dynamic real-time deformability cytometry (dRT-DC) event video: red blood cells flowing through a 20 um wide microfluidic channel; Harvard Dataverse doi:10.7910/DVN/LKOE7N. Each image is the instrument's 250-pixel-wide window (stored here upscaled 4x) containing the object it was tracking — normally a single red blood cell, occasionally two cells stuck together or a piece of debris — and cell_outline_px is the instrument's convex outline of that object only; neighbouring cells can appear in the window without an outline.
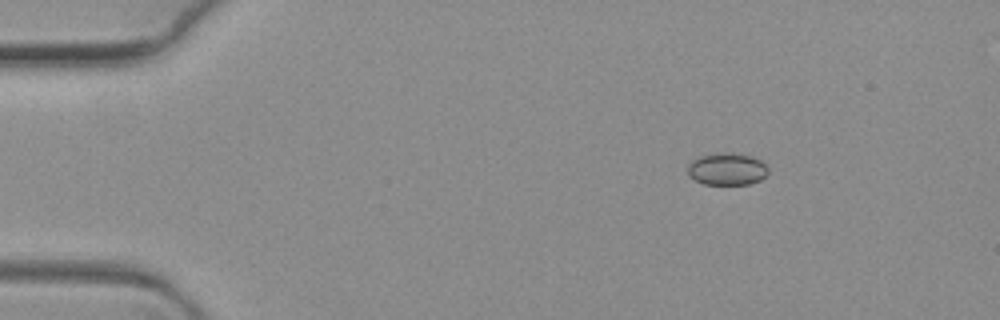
{"species": "common noctule bat (a hibernating species)", "species_latin": "Nyctalus noctula", "temperature_condition": "warm", "stored_images_in_passage": 6, "camera_frame_rate_fps": 3000, "um_per_image_px": 0.085, "animal": {"sex": "female", "body_mass_g": 19.3, "forearm_length_mm": 54.1}, "frame": {"image": 1, "passage_image": 1, "time_ms": 0.0, "image_size_px": [1000, 320], "cell_outline_px": [[768, 172], [760, 180], [748, 184], [704, 184], [688, 176], [688, 164], [692, 160], [700, 156], [712, 152], [732, 152], [752, 156], [764, 160], [768, 164]], "centroid_in_image_um": [61.82, 14.34], "position_along_channel_um": 23.2, "area_um2": 15.49}}
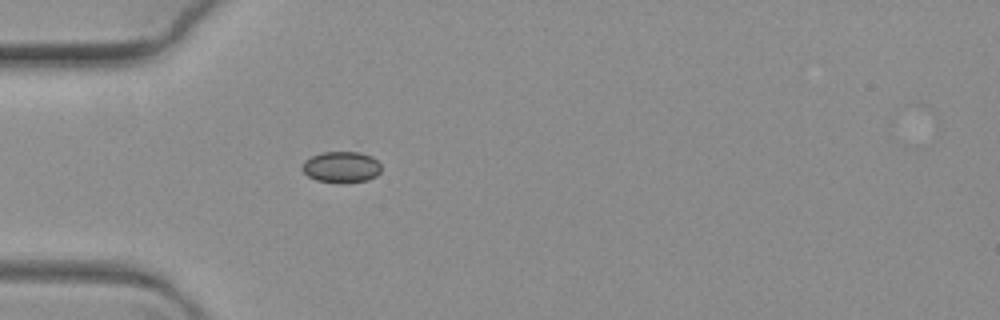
{"frame": {"image": 2, "passage_image": 4, "time_ms": 1.0, "image_size_px": [1000, 320], "cell_outline_px": [[380, 172], [376, 176], [368, 180], [316, 180], [308, 176], [300, 168], [304, 160], [320, 152], [360, 152], [372, 156], [380, 164]], "centroid_in_image_um": [28.99, 14.14], "position_along_channel_um": 56.0, "area_um2": 13.87}}
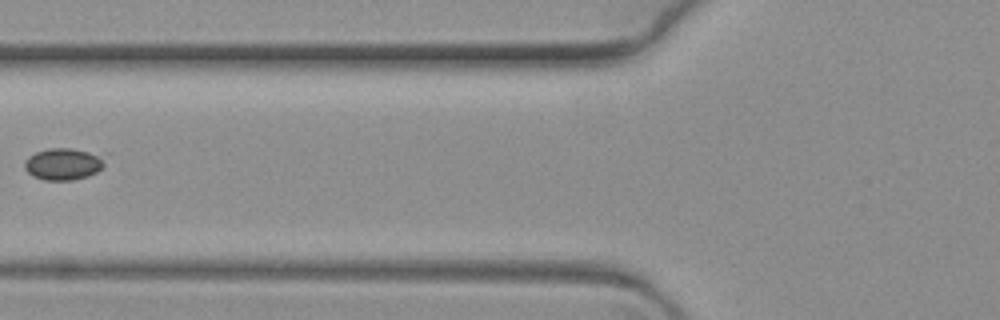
{"frame": {"image": 3, "passage_image": 6, "time_ms": 1.667, "image_size_px": [1000, 320], "cell_outline_px": [[108, 152], [104, 164], [96, 172], [88, 176], [72, 180], [44, 180], [32, 176], [24, 168], [24, 164], [28, 156], [36, 152], [48, 148], [72, 148]], "centroid_in_image_um": [5.48, 13.9], "position_along_channel_um": 120.3, "area_um2": 15.49}}